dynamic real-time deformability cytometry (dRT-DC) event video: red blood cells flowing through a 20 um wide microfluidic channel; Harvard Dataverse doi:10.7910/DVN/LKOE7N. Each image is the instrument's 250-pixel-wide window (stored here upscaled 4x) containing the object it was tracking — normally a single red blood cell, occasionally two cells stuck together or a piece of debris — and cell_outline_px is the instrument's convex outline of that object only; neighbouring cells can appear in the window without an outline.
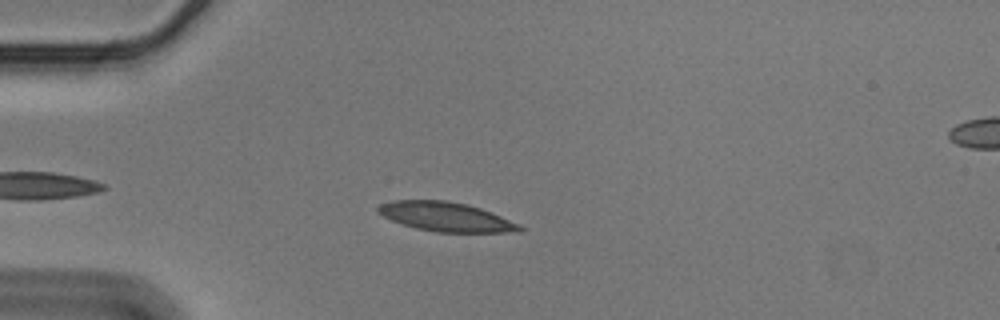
{"species": "Egyptian fruit bat (a non-hibernating species)", "species_latin": "Rousettus aegyptiacus", "temperature_condition": "cold", "stored_images_in_passage": 39, "camera_frame_rate_fps": 3000, "um_per_image_px": 0.085, "animal": {"sex": "male"}, "frame": {"image": 1, "passage_image": 7, "time_ms": 2.0, "image_size_px": [1000, 320], "cell_outline_px": [[524, 228], [520, 232], [436, 232], [416, 228], [392, 220], [376, 212], [376, 208], [380, 204], [392, 200], [444, 200], [468, 204], [492, 212], [520, 224]], "centroid_in_image_um": [37.92, 18.42], "position_along_channel_um": 47.1, "area_um2": 24.16}}
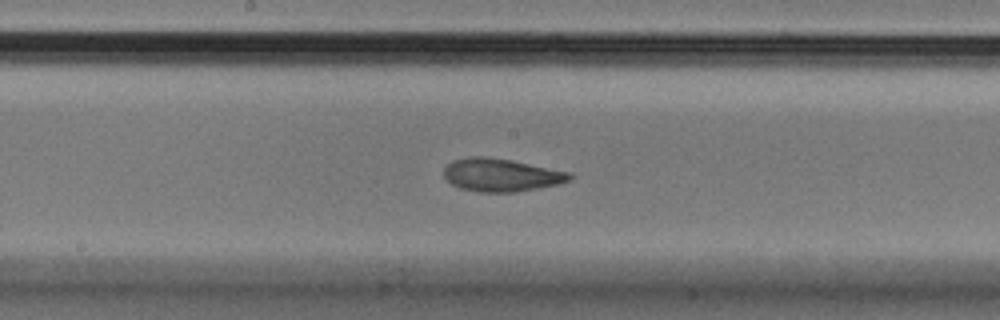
{"frame": {"image": 2, "passage_image": 22, "time_ms": 7.0, "image_size_px": [1000, 320], "cell_outline_px": [[572, 180], [560, 184], [516, 192], [480, 192], [460, 188], [452, 184], [444, 176], [444, 168], [452, 160], [468, 156], [488, 156], [512, 160], [572, 172]], "centroid_in_image_um": [42.63, 14.86], "position_along_channel_um": 205.6, "area_um2": 24.45}}
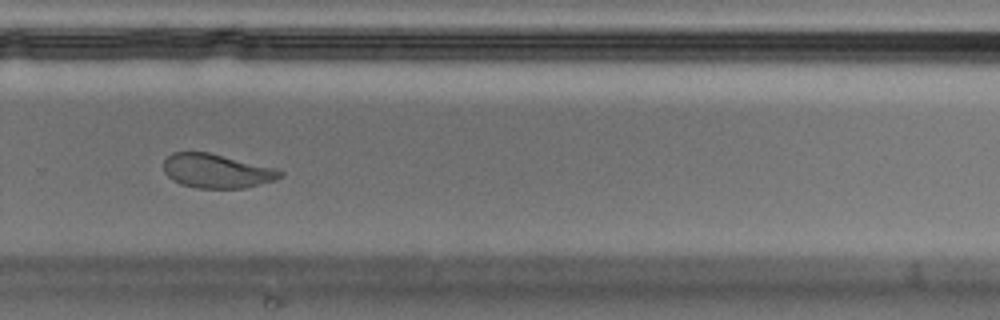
{"frame": {"image": 3, "passage_image": 31, "time_ms": 10.0, "image_size_px": [1000, 320], "cell_outline_px": [[284, 176], [276, 180], [244, 188], [196, 188], [180, 184], [172, 180], [164, 172], [164, 160], [172, 152], [208, 152], [272, 168], [284, 172]], "centroid_in_image_um": [18.39, 14.54], "position_along_channel_um": 311.4, "area_um2": 22.95}, "authors_computed_cell_mechanics": {"area_um2": 24.0448, "velocity_mm_per_s": 3.5438, "shape_relaxation_time_tau1_ms": 4.9661, "shape_relaxation_time_tau2_ms": 1.2565, "deformation_change_tau1": 0.1614, "deformation_change_tau2": 0.0585}}